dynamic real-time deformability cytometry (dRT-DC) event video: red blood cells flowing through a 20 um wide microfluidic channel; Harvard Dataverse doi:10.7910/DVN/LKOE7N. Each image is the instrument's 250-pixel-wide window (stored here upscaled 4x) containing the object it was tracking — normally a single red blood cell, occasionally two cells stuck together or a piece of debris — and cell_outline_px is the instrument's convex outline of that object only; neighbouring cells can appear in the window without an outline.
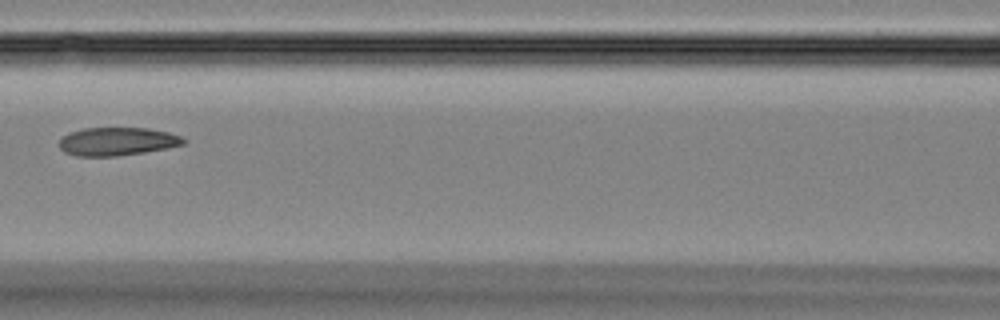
{"species": "Egyptian fruit bat (a non-hibernating species)", "species_latin": "Rousettus aegyptiacus", "temperature_condition": "room temperature", "stored_images_in_passage": 7, "camera_frame_rate_fps": 3000, "um_per_image_px": 0.085, "animal": {"sex": "female"}, "frame": {"image": 1, "passage_image": 6, "time_ms": 5.667, "image_size_px": [1000, 320], "cell_outline_px": [[188, 140], [184, 144], [168, 148], [144, 152], [116, 156], [76, 156], [64, 152], [60, 148], [60, 136], [68, 132], [84, 128], [148, 128], [168, 132], [180, 136]], "centroid_in_image_um": [9.95, 12.02], "position_along_channel_um": 156.7, "area_um2": 20.58}}
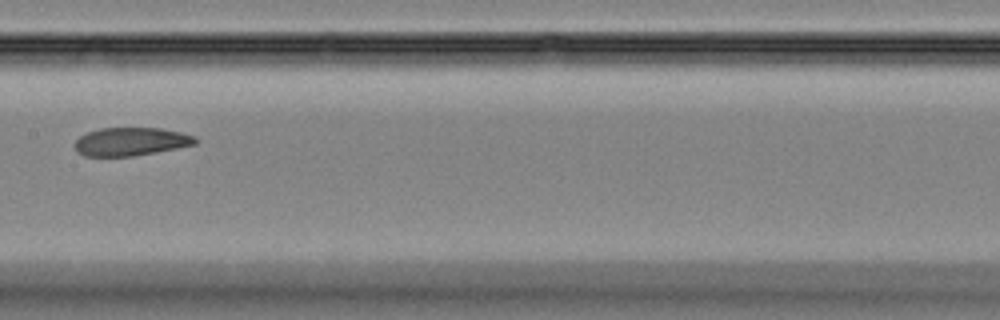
{"frame": {"image": 2, "passage_image": 7, "time_ms": 6.667, "image_size_px": [1000, 320], "cell_outline_px": [[196, 144], [156, 152], [132, 156], [84, 156], [76, 152], [72, 144], [80, 136], [88, 132], [100, 128], [160, 128], [180, 132], [196, 136]], "centroid_in_image_um": [11.08, 12.04], "position_along_channel_um": 196.3, "area_um2": 19.88}}